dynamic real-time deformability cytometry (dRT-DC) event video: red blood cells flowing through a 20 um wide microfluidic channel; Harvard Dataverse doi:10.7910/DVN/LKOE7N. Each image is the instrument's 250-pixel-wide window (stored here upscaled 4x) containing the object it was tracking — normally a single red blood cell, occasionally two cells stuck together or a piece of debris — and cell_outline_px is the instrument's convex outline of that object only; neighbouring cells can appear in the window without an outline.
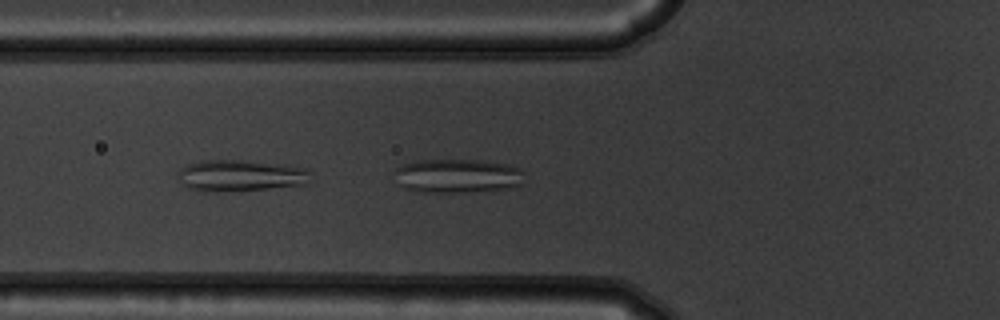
{"species": "common noctule bat (a hibernating species)", "species_latin": "Nyctalus noctula", "temperature_condition": "warm", "stored_images_in_passage": 40, "camera_frame_rate_fps": 3000, "um_per_image_px": 0.085, "animal": {"sex": "male", "body_mass_g": 19.5, "forearm_length_mm": 54.6}, "frame": {"image": 1, "passage_image": 11, "time_ms": 3.333, "image_size_px": [1000, 320], "cell_outline_px": [[524, 184], [512, 188], [460, 192], [416, 192], [404, 188], [400, 184], [392, 172], [400, 164], [416, 160], [480, 160], [508, 164], [520, 168]], "centroid_in_image_um": [38.85, 14.94], "position_along_channel_um": 87.0, "area_um2": 26.01}}
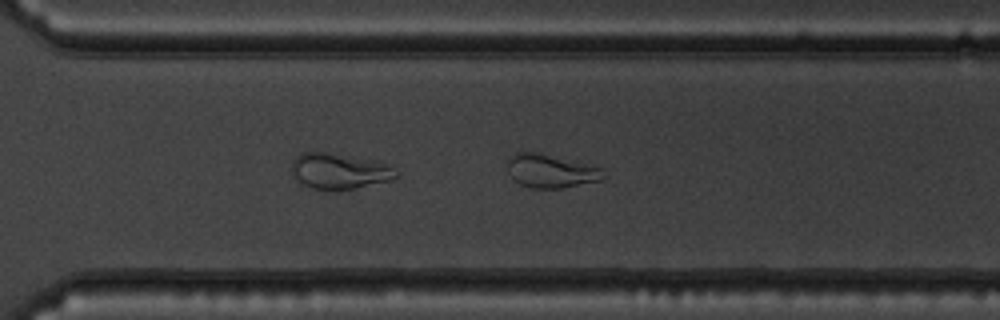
{"frame": {"image": 2, "passage_image": 30, "time_ms": 9.667, "image_size_px": [1000, 320], "cell_outline_px": [[604, 176], [600, 180], [560, 188], [532, 188], [520, 184], [508, 172], [508, 156], [516, 152], [536, 152], [600, 168]], "centroid_in_image_um": [46.74, 14.54], "position_along_channel_um": 323.9, "area_um2": 18.09}}
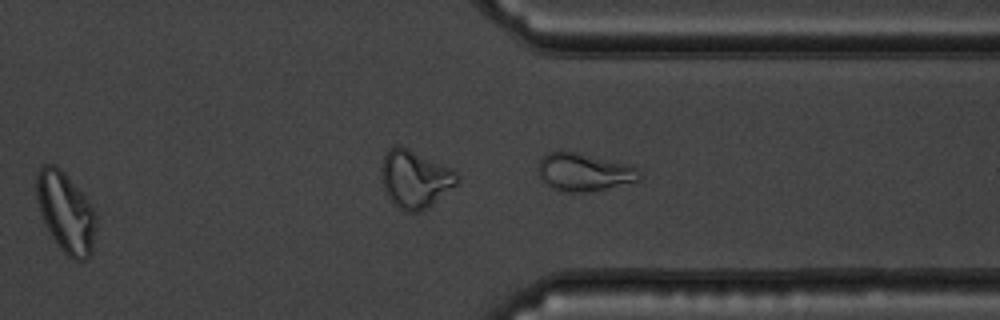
{"frame": {"image": 3, "passage_image": 33, "time_ms": 10.667, "image_size_px": [1000, 320], "cell_outline_px": [[96, 224], [92, 252], [84, 260], [76, 260], [68, 256], [60, 248], [52, 236], [40, 212], [36, 196], [36, 176], [40, 168], [44, 164], [56, 164], [64, 172], [84, 196], [92, 208], [96, 216]], "centroid_in_image_um": [5.58, 18.03], "position_along_channel_um": 405.8, "area_um2": 27.4}, "authors_computed_cell_mechanics": {"area_um2": 24.1604, "velocity_mm_per_s": 3.74, "shape_relaxation_time_tau1_ms": null, "shape_relaxation_time_tau2_ms": 1.7791, "deformation_change_tau1": null, "deformation_change_tau2": 0.1065}}